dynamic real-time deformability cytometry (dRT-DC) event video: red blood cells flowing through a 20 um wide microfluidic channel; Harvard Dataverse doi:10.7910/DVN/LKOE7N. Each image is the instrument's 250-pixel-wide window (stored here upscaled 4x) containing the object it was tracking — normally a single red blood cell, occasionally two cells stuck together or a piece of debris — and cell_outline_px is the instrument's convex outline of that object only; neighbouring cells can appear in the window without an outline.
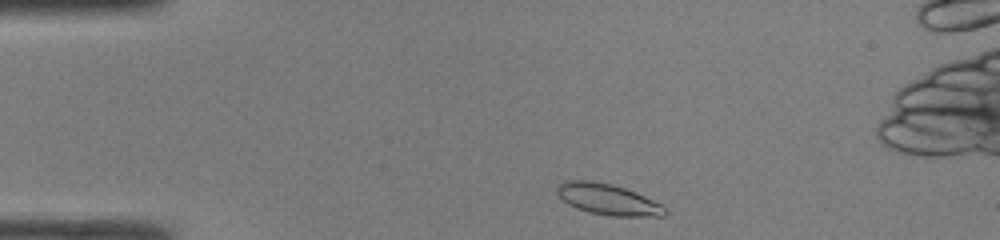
{"species": "common noctule bat (a hibernating species)", "species_latin": "Nyctalus noctula", "temperature_condition": "room temperature", "stored_images_in_passage": 41, "camera_frame_rate_fps": 3000, "um_per_image_px": 0.085, "animal": {"sex": "male", "body_mass_g": 19.0, "forearm_length_mm": 50.8}, "frame": {"image": 1, "passage_image": 2, "time_ms": 0.333, "image_size_px": [1000, 240], "cell_outline_px": [[668, 212], [664, 216], [608, 216], [588, 212], [576, 208], [568, 204], [556, 196], [556, 184], [564, 180], [596, 180], [612, 184], [636, 192], [660, 204]], "centroid_in_image_um": [51.58, 16.93], "position_along_channel_um": 33.4, "area_um2": 19.83}}
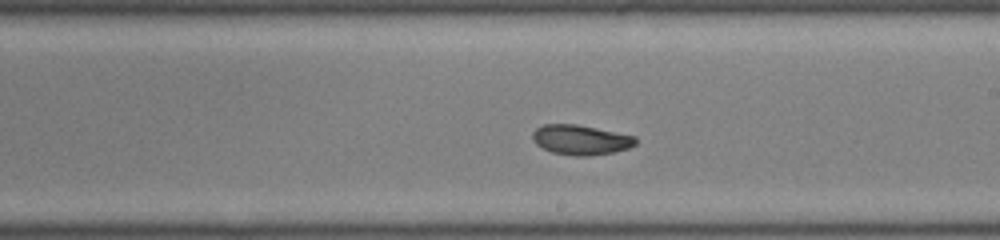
{"frame": {"image": 2, "passage_image": 20, "time_ms": 6.333, "image_size_px": [1000, 240], "cell_outline_px": [[636, 144], [628, 148], [612, 152], [588, 156], [576, 156], [552, 152], [536, 144], [532, 140], [532, 132], [536, 128], [544, 124], [576, 124], [636, 136]], "centroid_in_image_um": [49.34, 11.88], "position_along_channel_um": 239.7, "area_um2": 17.86}}
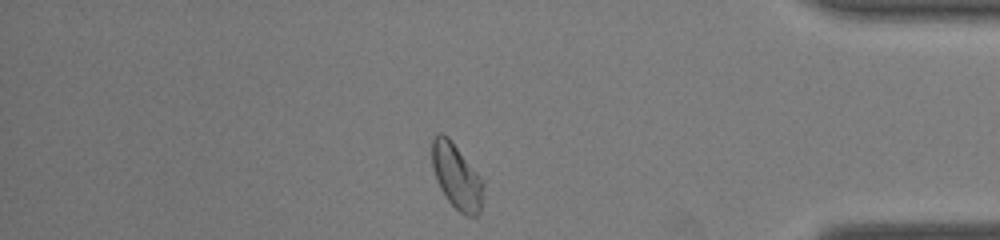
{"frame": {"image": 3, "passage_image": 33, "time_ms": 10.667, "image_size_px": [1000, 240], "cell_outline_px": [[484, 184], [480, 212], [476, 216], [464, 216], [448, 200], [440, 188], [436, 180], [432, 168], [432, 140], [436, 132], [440, 132], [448, 136], [480, 176]], "centroid_in_image_um": [38.8, 14.98], "position_along_channel_um": 396.4, "area_um2": 19.48}, "authors_computed_cell_mechanics": {"area_um2": 18.785, "velocity_mm_per_s": 4.2678, "shape_relaxation_time_tau1_ms": null, "shape_relaxation_time_tau2_ms": 1.1787, "deformation_change_tau1": null, "deformation_change_tau2": 0.0489}}